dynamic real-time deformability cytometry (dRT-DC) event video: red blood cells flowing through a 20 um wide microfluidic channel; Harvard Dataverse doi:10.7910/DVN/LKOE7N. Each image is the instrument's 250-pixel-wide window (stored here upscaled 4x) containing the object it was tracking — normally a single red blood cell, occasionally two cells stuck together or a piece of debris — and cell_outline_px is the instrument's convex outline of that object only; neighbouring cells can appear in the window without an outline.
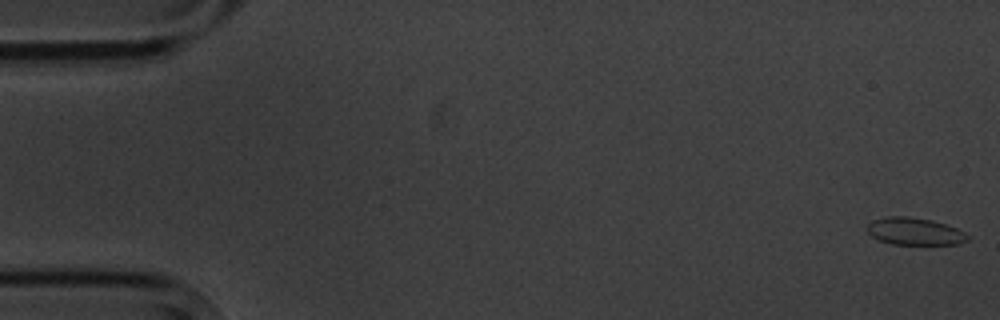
{"species": "common noctule bat (a hibernating species)", "species_latin": "Nyctalus noctula", "temperature_condition": "cold", "stored_images_in_passage": 5, "camera_frame_rate_fps": 3000, "um_per_image_px": 0.085, "animal": {"sex": "male", "body_mass_g": 20.1, "forearm_length_mm": 53.5}, "frame": {"image": 1, "passage_image": 1, "time_ms": 0.0, "image_size_px": [1000, 320], "cell_outline_px": [[968, 240], [956, 244], [892, 244], [880, 240], [872, 236], [868, 232], [868, 224], [872, 220], [888, 216], [908, 216], [932, 220], [956, 228], [964, 232], [968, 236]], "centroid_in_image_um": [77.73, 19.66], "position_along_channel_um": 7.3, "area_um2": 15.78}}